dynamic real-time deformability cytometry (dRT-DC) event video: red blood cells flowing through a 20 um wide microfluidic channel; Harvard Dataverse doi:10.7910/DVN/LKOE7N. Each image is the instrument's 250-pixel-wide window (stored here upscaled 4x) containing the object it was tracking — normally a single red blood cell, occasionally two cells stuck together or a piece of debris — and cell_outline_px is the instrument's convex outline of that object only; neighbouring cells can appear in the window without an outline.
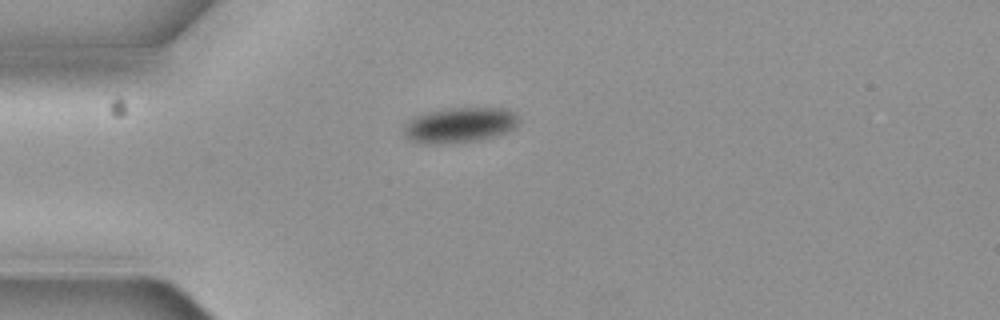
{"species": "common noctule bat (a hibernating species)", "species_latin": "Nyctalus noctula", "temperature_condition": "cold", "stored_images_in_passage": 1, "camera_frame_rate_fps": 3000, "um_per_image_px": 0.085, "animal": {"sex": "female", "body_mass_g": 19.3, "forearm_length_mm": 54.1}, "frame": {"image": 1, "passage_image": 1, "time_ms": 0.0, "image_size_px": [1000, 320], "cell_outline_px": [[520, 120], [512, 128], [504, 132], [492, 136], [476, 140], [412, 140], [404, 132], [404, 124], [408, 120], [424, 112], [448, 108], [508, 108]], "centroid_in_image_um": [39.12, 10.54], "position_along_channel_um": 45.9, "area_um2": 22.14}}